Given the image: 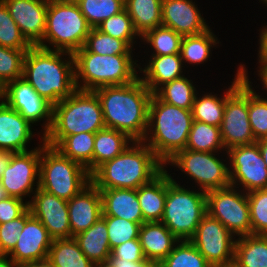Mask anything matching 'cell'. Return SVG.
<instances>
[{
	"label": "cell",
	"mask_w": 267,
	"mask_h": 267,
	"mask_svg": "<svg viewBox=\"0 0 267 267\" xmlns=\"http://www.w3.org/2000/svg\"><path fill=\"white\" fill-rule=\"evenodd\" d=\"M94 92L100 101L106 128L122 131L134 141L144 139L153 93L139 77L129 84L104 86Z\"/></svg>",
	"instance_id": "1"
},
{
	"label": "cell",
	"mask_w": 267,
	"mask_h": 267,
	"mask_svg": "<svg viewBox=\"0 0 267 267\" xmlns=\"http://www.w3.org/2000/svg\"><path fill=\"white\" fill-rule=\"evenodd\" d=\"M64 55L69 59L64 60L61 57ZM23 78L42 98L55 105L77 89L74 56L65 51L32 46L24 57Z\"/></svg>",
	"instance_id": "2"
},
{
	"label": "cell",
	"mask_w": 267,
	"mask_h": 267,
	"mask_svg": "<svg viewBox=\"0 0 267 267\" xmlns=\"http://www.w3.org/2000/svg\"><path fill=\"white\" fill-rule=\"evenodd\" d=\"M131 145L90 175L98 189H138L165 169L166 166L143 141H133Z\"/></svg>",
	"instance_id": "3"
},
{
	"label": "cell",
	"mask_w": 267,
	"mask_h": 267,
	"mask_svg": "<svg viewBox=\"0 0 267 267\" xmlns=\"http://www.w3.org/2000/svg\"><path fill=\"white\" fill-rule=\"evenodd\" d=\"M193 121L192 109L168 104L152 94L147 131L142 141L166 165L179 151L185 149Z\"/></svg>",
	"instance_id": "4"
},
{
	"label": "cell",
	"mask_w": 267,
	"mask_h": 267,
	"mask_svg": "<svg viewBox=\"0 0 267 267\" xmlns=\"http://www.w3.org/2000/svg\"><path fill=\"white\" fill-rule=\"evenodd\" d=\"M103 128V113L96 93L76 89L69 97L53 105L52 124L44 135V142L55 147L66 136L96 133Z\"/></svg>",
	"instance_id": "5"
},
{
	"label": "cell",
	"mask_w": 267,
	"mask_h": 267,
	"mask_svg": "<svg viewBox=\"0 0 267 267\" xmlns=\"http://www.w3.org/2000/svg\"><path fill=\"white\" fill-rule=\"evenodd\" d=\"M73 56L75 84L79 90L94 91L104 86L126 85L139 77L136 68L140 65L131 55L103 56L82 47Z\"/></svg>",
	"instance_id": "6"
},
{
	"label": "cell",
	"mask_w": 267,
	"mask_h": 267,
	"mask_svg": "<svg viewBox=\"0 0 267 267\" xmlns=\"http://www.w3.org/2000/svg\"><path fill=\"white\" fill-rule=\"evenodd\" d=\"M91 27L77 3L49 0L45 34L38 47L74 54L84 47ZM47 43L52 45L53 49Z\"/></svg>",
	"instance_id": "7"
},
{
	"label": "cell",
	"mask_w": 267,
	"mask_h": 267,
	"mask_svg": "<svg viewBox=\"0 0 267 267\" xmlns=\"http://www.w3.org/2000/svg\"><path fill=\"white\" fill-rule=\"evenodd\" d=\"M39 188L58 198L70 200L91 182L87 169L48 146L41 136Z\"/></svg>",
	"instance_id": "8"
},
{
	"label": "cell",
	"mask_w": 267,
	"mask_h": 267,
	"mask_svg": "<svg viewBox=\"0 0 267 267\" xmlns=\"http://www.w3.org/2000/svg\"><path fill=\"white\" fill-rule=\"evenodd\" d=\"M207 213L206 192L190 191L174 179L167 186L161 221L180 240H190Z\"/></svg>",
	"instance_id": "9"
},
{
	"label": "cell",
	"mask_w": 267,
	"mask_h": 267,
	"mask_svg": "<svg viewBox=\"0 0 267 267\" xmlns=\"http://www.w3.org/2000/svg\"><path fill=\"white\" fill-rule=\"evenodd\" d=\"M207 213L219 220L234 236L252 234L247 193L235 186L206 192Z\"/></svg>",
	"instance_id": "10"
},
{
	"label": "cell",
	"mask_w": 267,
	"mask_h": 267,
	"mask_svg": "<svg viewBox=\"0 0 267 267\" xmlns=\"http://www.w3.org/2000/svg\"><path fill=\"white\" fill-rule=\"evenodd\" d=\"M216 152H201L184 149L167 162L178 167L181 172L192 177L200 187L208 192L230 185L229 167L215 155Z\"/></svg>",
	"instance_id": "11"
},
{
	"label": "cell",
	"mask_w": 267,
	"mask_h": 267,
	"mask_svg": "<svg viewBox=\"0 0 267 267\" xmlns=\"http://www.w3.org/2000/svg\"><path fill=\"white\" fill-rule=\"evenodd\" d=\"M211 267H225L234 262V235L216 218L206 213L189 240Z\"/></svg>",
	"instance_id": "12"
},
{
	"label": "cell",
	"mask_w": 267,
	"mask_h": 267,
	"mask_svg": "<svg viewBox=\"0 0 267 267\" xmlns=\"http://www.w3.org/2000/svg\"><path fill=\"white\" fill-rule=\"evenodd\" d=\"M221 139L225 151L255 143L248 114V81L243 80L226 98L223 121L220 125Z\"/></svg>",
	"instance_id": "13"
},
{
	"label": "cell",
	"mask_w": 267,
	"mask_h": 267,
	"mask_svg": "<svg viewBox=\"0 0 267 267\" xmlns=\"http://www.w3.org/2000/svg\"><path fill=\"white\" fill-rule=\"evenodd\" d=\"M226 154L230 160V185L239 188L241 184L246 193L267 189V168L257 142L232 147Z\"/></svg>",
	"instance_id": "14"
},
{
	"label": "cell",
	"mask_w": 267,
	"mask_h": 267,
	"mask_svg": "<svg viewBox=\"0 0 267 267\" xmlns=\"http://www.w3.org/2000/svg\"><path fill=\"white\" fill-rule=\"evenodd\" d=\"M2 100L31 124L46 120L43 136L49 131L53 105L42 98L23 77L7 83L2 88Z\"/></svg>",
	"instance_id": "15"
},
{
	"label": "cell",
	"mask_w": 267,
	"mask_h": 267,
	"mask_svg": "<svg viewBox=\"0 0 267 267\" xmlns=\"http://www.w3.org/2000/svg\"><path fill=\"white\" fill-rule=\"evenodd\" d=\"M40 159L41 146L13 154L0 180L8 196L23 200L36 191L34 186L39 187Z\"/></svg>",
	"instance_id": "16"
},
{
	"label": "cell",
	"mask_w": 267,
	"mask_h": 267,
	"mask_svg": "<svg viewBox=\"0 0 267 267\" xmlns=\"http://www.w3.org/2000/svg\"><path fill=\"white\" fill-rule=\"evenodd\" d=\"M27 201L31 214L37 218L54 239L71 238L67 200L58 198L39 187Z\"/></svg>",
	"instance_id": "17"
},
{
	"label": "cell",
	"mask_w": 267,
	"mask_h": 267,
	"mask_svg": "<svg viewBox=\"0 0 267 267\" xmlns=\"http://www.w3.org/2000/svg\"><path fill=\"white\" fill-rule=\"evenodd\" d=\"M53 239L30 209L25 211V225L14 249L7 255L17 264L48 258Z\"/></svg>",
	"instance_id": "18"
},
{
	"label": "cell",
	"mask_w": 267,
	"mask_h": 267,
	"mask_svg": "<svg viewBox=\"0 0 267 267\" xmlns=\"http://www.w3.org/2000/svg\"><path fill=\"white\" fill-rule=\"evenodd\" d=\"M22 36L31 46L43 39L49 0H2Z\"/></svg>",
	"instance_id": "19"
},
{
	"label": "cell",
	"mask_w": 267,
	"mask_h": 267,
	"mask_svg": "<svg viewBox=\"0 0 267 267\" xmlns=\"http://www.w3.org/2000/svg\"><path fill=\"white\" fill-rule=\"evenodd\" d=\"M162 25L182 37L197 35L210 28L192 0H162Z\"/></svg>",
	"instance_id": "20"
},
{
	"label": "cell",
	"mask_w": 267,
	"mask_h": 267,
	"mask_svg": "<svg viewBox=\"0 0 267 267\" xmlns=\"http://www.w3.org/2000/svg\"><path fill=\"white\" fill-rule=\"evenodd\" d=\"M67 203L71 238L89 229L102 216L100 190L92 182Z\"/></svg>",
	"instance_id": "21"
},
{
	"label": "cell",
	"mask_w": 267,
	"mask_h": 267,
	"mask_svg": "<svg viewBox=\"0 0 267 267\" xmlns=\"http://www.w3.org/2000/svg\"><path fill=\"white\" fill-rule=\"evenodd\" d=\"M32 124L18 111L0 102V150L14 153L26 152L27 143L32 140Z\"/></svg>",
	"instance_id": "22"
},
{
	"label": "cell",
	"mask_w": 267,
	"mask_h": 267,
	"mask_svg": "<svg viewBox=\"0 0 267 267\" xmlns=\"http://www.w3.org/2000/svg\"><path fill=\"white\" fill-rule=\"evenodd\" d=\"M102 199V216H116L143 224L137 189H99Z\"/></svg>",
	"instance_id": "23"
},
{
	"label": "cell",
	"mask_w": 267,
	"mask_h": 267,
	"mask_svg": "<svg viewBox=\"0 0 267 267\" xmlns=\"http://www.w3.org/2000/svg\"><path fill=\"white\" fill-rule=\"evenodd\" d=\"M146 259L161 263L179 241L162 222L141 224L138 236Z\"/></svg>",
	"instance_id": "24"
},
{
	"label": "cell",
	"mask_w": 267,
	"mask_h": 267,
	"mask_svg": "<svg viewBox=\"0 0 267 267\" xmlns=\"http://www.w3.org/2000/svg\"><path fill=\"white\" fill-rule=\"evenodd\" d=\"M164 169L150 183L137 189V197L145 222H160L163 216L167 186L173 181L171 174Z\"/></svg>",
	"instance_id": "25"
},
{
	"label": "cell",
	"mask_w": 267,
	"mask_h": 267,
	"mask_svg": "<svg viewBox=\"0 0 267 267\" xmlns=\"http://www.w3.org/2000/svg\"><path fill=\"white\" fill-rule=\"evenodd\" d=\"M151 57L144 69L139 68V74L144 73V77L139 78L153 94L164 84L184 76L181 54Z\"/></svg>",
	"instance_id": "26"
},
{
	"label": "cell",
	"mask_w": 267,
	"mask_h": 267,
	"mask_svg": "<svg viewBox=\"0 0 267 267\" xmlns=\"http://www.w3.org/2000/svg\"><path fill=\"white\" fill-rule=\"evenodd\" d=\"M74 239L84 255L97 267H104L111 255L108 242L106 221L100 217L89 229L83 231Z\"/></svg>",
	"instance_id": "27"
},
{
	"label": "cell",
	"mask_w": 267,
	"mask_h": 267,
	"mask_svg": "<svg viewBox=\"0 0 267 267\" xmlns=\"http://www.w3.org/2000/svg\"><path fill=\"white\" fill-rule=\"evenodd\" d=\"M231 86L226 89V93L220 98L212 93L204 94L198 98L197 94L192 107L193 120L206 123L208 125L220 127L223 121L226 98L238 87L244 80L240 70H237Z\"/></svg>",
	"instance_id": "28"
},
{
	"label": "cell",
	"mask_w": 267,
	"mask_h": 267,
	"mask_svg": "<svg viewBox=\"0 0 267 267\" xmlns=\"http://www.w3.org/2000/svg\"><path fill=\"white\" fill-rule=\"evenodd\" d=\"M132 140L126 133L112 128H103L95 133L93 172L103 163L121 154Z\"/></svg>",
	"instance_id": "29"
},
{
	"label": "cell",
	"mask_w": 267,
	"mask_h": 267,
	"mask_svg": "<svg viewBox=\"0 0 267 267\" xmlns=\"http://www.w3.org/2000/svg\"><path fill=\"white\" fill-rule=\"evenodd\" d=\"M236 267H267V235H247L235 242Z\"/></svg>",
	"instance_id": "30"
},
{
	"label": "cell",
	"mask_w": 267,
	"mask_h": 267,
	"mask_svg": "<svg viewBox=\"0 0 267 267\" xmlns=\"http://www.w3.org/2000/svg\"><path fill=\"white\" fill-rule=\"evenodd\" d=\"M125 10L134 28L142 37L146 32L162 26V0H124Z\"/></svg>",
	"instance_id": "31"
},
{
	"label": "cell",
	"mask_w": 267,
	"mask_h": 267,
	"mask_svg": "<svg viewBox=\"0 0 267 267\" xmlns=\"http://www.w3.org/2000/svg\"><path fill=\"white\" fill-rule=\"evenodd\" d=\"M95 133H78L64 137L54 148L63 156L84 166L93 173V150Z\"/></svg>",
	"instance_id": "32"
},
{
	"label": "cell",
	"mask_w": 267,
	"mask_h": 267,
	"mask_svg": "<svg viewBox=\"0 0 267 267\" xmlns=\"http://www.w3.org/2000/svg\"><path fill=\"white\" fill-rule=\"evenodd\" d=\"M48 259L54 267H97L84 255L74 237L54 239Z\"/></svg>",
	"instance_id": "33"
},
{
	"label": "cell",
	"mask_w": 267,
	"mask_h": 267,
	"mask_svg": "<svg viewBox=\"0 0 267 267\" xmlns=\"http://www.w3.org/2000/svg\"><path fill=\"white\" fill-rule=\"evenodd\" d=\"M211 31L209 28L197 35L182 37L180 54L183 63L202 64L208 60L211 48L219 43L216 35Z\"/></svg>",
	"instance_id": "34"
},
{
	"label": "cell",
	"mask_w": 267,
	"mask_h": 267,
	"mask_svg": "<svg viewBox=\"0 0 267 267\" xmlns=\"http://www.w3.org/2000/svg\"><path fill=\"white\" fill-rule=\"evenodd\" d=\"M185 149L216 153L218 150H225L221 139L220 127L194 120Z\"/></svg>",
	"instance_id": "35"
},
{
	"label": "cell",
	"mask_w": 267,
	"mask_h": 267,
	"mask_svg": "<svg viewBox=\"0 0 267 267\" xmlns=\"http://www.w3.org/2000/svg\"><path fill=\"white\" fill-rule=\"evenodd\" d=\"M185 76L161 86L154 94L163 102L183 109H192L196 88Z\"/></svg>",
	"instance_id": "36"
},
{
	"label": "cell",
	"mask_w": 267,
	"mask_h": 267,
	"mask_svg": "<svg viewBox=\"0 0 267 267\" xmlns=\"http://www.w3.org/2000/svg\"><path fill=\"white\" fill-rule=\"evenodd\" d=\"M245 65L240 64V70L244 80L248 81V114L252 133L256 140L267 137V98H262L252 89Z\"/></svg>",
	"instance_id": "37"
},
{
	"label": "cell",
	"mask_w": 267,
	"mask_h": 267,
	"mask_svg": "<svg viewBox=\"0 0 267 267\" xmlns=\"http://www.w3.org/2000/svg\"><path fill=\"white\" fill-rule=\"evenodd\" d=\"M77 4L91 28L125 9L124 0H80Z\"/></svg>",
	"instance_id": "38"
},
{
	"label": "cell",
	"mask_w": 267,
	"mask_h": 267,
	"mask_svg": "<svg viewBox=\"0 0 267 267\" xmlns=\"http://www.w3.org/2000/svg\"><path fill=\"white\" fill-rule=\"evenodd\" d=\"M140 38L154 49L152 56L180 54L182 36L171 28L162 25Z\"/></svg>",
	"instance_id": "39"
},
{
	"label": "cell",
	"mask_w": 267,
	"mask_h": 267,
	"mask_svg": "<svg viewBox=\"0 0 267 267\" xmlns=\"http://www.w3.org/2000/svg\"><path fill=\"white\" fill-rule=\"evenodd\" d=\"M161 267H211L189 240H180L160 263Z\"/></svg>",
	"instance_id": "40"
},
{
	"label": "cell",
	"mask_w": 267,
	"mask_h": 267,
	"mask_svg": "<svg viewBox=\"0 0 267 267\" xmlns=\"http://www.w3.org/2000/svg\"><path fill=\"white\" fill-rule=\"evenodd\" d=\"M84 47L99 55H133L132 49L123 41L91 28Z\"/></svg>",
	"instance_id": "41"
},
{
	"label": "cell",
	"mask_w": 267,
	"mask_h": 267,
	"mask_svg": "<svg viewBox=\"0 0 267 267\" xmlns=\"http://www.w3.org/2000/svg\"><path fill=\"white\" fill-rule=\"evenodd\" d=\"M97 29L113 38L123 40L131 49L134 48L133 44L136 42L134 39L139 36L125 9L119 14L104 20Z\"/></svg>",
	"instance_id": "42"
},
{
	"label": "cell",
	"mask_w": 267,
	"mask_h": 267,
	"mask_svg": "<svg viewBox=\"0 0 267 267\" xmlns=\"http://www.w3.org/2000/svg\"><path fill=\"white\" fill-rule=\"evenodd\" d=\"M28 50L0 46V87L23 77V62Z\"/></svg>",
	"instance_id": "43"
},
{
	"label": "cell",
	"mask_w": 267,
	"mask_h": 267,
	"mask_svg": "<svg viewBox=\"0 0 267 267\" xmlns=\"http://www.w3.org/2000/svg\"><path fill=\"white\" fill-rule=\"evenodd\" d=\"M0 46L19 50H29L32 47L22 36L2 0H0Z\"/></svg>",
	"instance_id": "44"
},
{
	"label": "cell",
	"mask_w": 267,
	"mask_h": 267,
	"mask_svg": "<svg viewBox=\"0 0 267 267\" xmlns=\"http://www.w3.org/2000/svg\"><path fill=\"white\" fill-rule=\"evenodd\" d=\"M106 221L111 250L132 239H138L140 224L116 216H101Z\"/></svg>",
	"instance_id": "45"
},
{
	"label": "cell",
	"mask_w": 267,
	"mask_h": 267,
	"mask_svg": "<svg viewBox=\"0 0 267 267\" xmlns=\"http://www.w3.org/2000/svg\"><path fill=\"white\" fill-rule=\"evenodd\" d=\"M252 234L267 235V189L247 193Z\"/></svg>",
	"instance_id": "46"
},
{
	"label": "cell",
	"mask_w": 267,
	"mask_h": 267,
	"mask_svg": "<svg viewBox=\"0 0 267 267\" xmlns=\"http://www.w3.org/2000/svg\"><path fill=\"white\" fill-rule=\"evenodd\" d=\"M25 225V212L17 219L0 224V254L8 255L15 247Z\"/></svg>",
	"instance_id": "47"
},
{
	"label": "cell",
	"mask_w": 267,
	"mask_h": 267,
	"mask_svg": "<svg viewBox=\"0 0 267 267\" xmlns=\"http://www.w3.org/2000/svg\"><path fill=\"white\" fill-rule=\"evenodd\" d=\"M28 209V203L17 197H10L0 201V224L17 219Z\"/></svg>",
	"instance_id": "48"
},
{
	"label": "cell",
	"mask_w": 267,
	"mask_h": 267,
	"mask_svg": "<svg viewBox=\"0 0 267 267\" xmlns=\"http://www.w3.org/2000/svg\"><path fill=\"white\" fill-rule=\"evenodd\" d=\"M111 254L115 258L130 262L143 261L145 258L139 239H132L114 247Z\"/></svg>",
	"instance_id": "49"
},
{
	"label": "cell",
	"mask_w": 267,
	"mask_h": 267,
	"mask_svg": "<svg viewBox=\"0 0 267 267\" xmlns=\"http://www.w3.org/2000/svg\"><path fill=\"white\" fill-rule=\"evenodd\" d=\"M104 267H161L159 262L144 259L139 262H130L115 258L112 254L109 256V260Z\"/></svg>",
	"instance_id": "50"
},
{
	"label": "cell",
	"mask_w": 267,
	"mask_h": 267,
	"mask_svg": "<svg viewBox=\"0 0 267 267\" xmlns=\"http://www.w3.org/2000/svg\"><path fill=\"white\" fill-rule=\"evenodd\" d=\"M261 33H260V39H259V53H258V60H259V64L260 66L258 67L259 69L257 70L258 73H260L266 66H267V26L264 27L262 29Z\"/></svg>",
	"instance_id": "51"
},
{
	"label": "cell",
	"mask_w": 267,
	"mask_h": 267,
	"mask_svg": "<svg viewBox=\"0 0 267 267\" xmlns=\"http://www.w3.org/2000/svg\"><path fill=\"white\" fill-rule=\"evenodd\" d=\"M13 154L14 152L10 150H0V180L9 165Z\"/></svg>",
	"instance_id": "52"
},
{
	"label": "cell",
	"mask_w": 267,
	"mask_h": 267,
	"mask_svg": "<svg viewBox=\"0 0 267 267\" xmlns=\"http://www.w3.org/2000/svg\"><path fill=\"white\" fill-rule=\"evenodd\" d=\"M18 267H54L51 261L46 258L43 260H36L32 262H26L18 265Z\"/></svg>",
	"instance_id": "53"
},
{
	"label": "cell",
	"mask_w": 267,
	"mask_h": 267,
	"mask_svg": "<svg viewBox=\"0 0 267 267\" xmlns=\"http://www.w3.org/2000/svg\"><path fill=\"white\" fill-rule=\"evenodd\" d=\"M259 146L260 153L267 168V137L256 141Z\"/></svg>",
	"instance_id": "54"
},
{
	"label": "cell",
	"mask_w": 267,
	"mask_h": 267,
	"mask_svg": "<svg viewBox=\"0 0 267 267\" xmlns=\"http://www.w3.org/2000/svg\"><path fill=\"white\" fill-rule=\"evenodd\" d=\"M7 255L0 254V267H18V265Z\"/></svg>",
	"instance_id": "55"
},
{
	"label": "cell",
	"mask_w": 267,
	"mask_h": 267,
	"mask_svg": "<svg viewBox=\"0 0 267 267\" xmlns=\"http://www.w3.org/2000/svg\"><path fill=\"white\" fill-rule=\"evenodd\" d=\"M258 75L263 82L264 89L267 91V66Z\"/></svg>",
	"instance_id": "56"
},
{
	"label": "cell",
	"mask_w": 267,
	"mask_h": 267,
	"mask_svg": "<svg viewBox=\"0 0 267 267\" xmlns=\"http://www.w3.org/2000/svg\"><path fill=\"white\" fill-rule=\"evenodd\" d=\"M7 197H8V195H7L5 189L2 185V182L0 181V201L7 198Z\"/></svg>",
	"instance_id": "57"
},
{
	"label": "cell",
	"mask_w": 267,
	"mask_h": 267,
	"mask_svg": "<svg viewBox=\"0 0 267 267\" xmlns=\"http://www.w3.org/2000/svg\"><path fill=\"white\" fill-rule=\"evenodd\" d=\"M68 1L73 2V3H78L80 0H68ZM97 1H99V0H97Z\"/></svg>",
	"instance_id": "58"
},
{
	"label": "cell",
	"mask_w": 267,
	"mask_h": 267,
	"mask_svg": "<svg viewBox=\"0 0 267 267\" xmlns=\"http://www.w3.org/2000/svg\"><path fill=\"white\" fill-rule=\"evenodd\" d=\"M2 100V88L0 87V101Z\"/></svg>",
	"instance_id": "59"
},
{
	"label": "cell",
	"mask_w": 267,
	"mask_h": 267,
	"mask_svg": "<svg viewBox=\"0 0 267 267\" xmlns=\"http://www.w3.org/2000/svg\"><path fill=\"white\" fill-rule=\"evenodd\" d=\"M259 1H262L263 4H266V6H267V0H259Z\"/></svg>",
	"instance_id": "60"
},
{
	"label": "cell",
	"mask_w": 267,
	"mask_h": 267,
	"mask_svg": "<svg viewBox=\"0 0 267 267\" xmlns=\"http://www.w3.org/2000/svg\"><path fill=\"white\" fill-rule=\"evenodd\" d=\"M225 267H236L234 264L232 265H228V266H225Z\"/></svg>",
	"instance_id": "61"
}]
</instances>
